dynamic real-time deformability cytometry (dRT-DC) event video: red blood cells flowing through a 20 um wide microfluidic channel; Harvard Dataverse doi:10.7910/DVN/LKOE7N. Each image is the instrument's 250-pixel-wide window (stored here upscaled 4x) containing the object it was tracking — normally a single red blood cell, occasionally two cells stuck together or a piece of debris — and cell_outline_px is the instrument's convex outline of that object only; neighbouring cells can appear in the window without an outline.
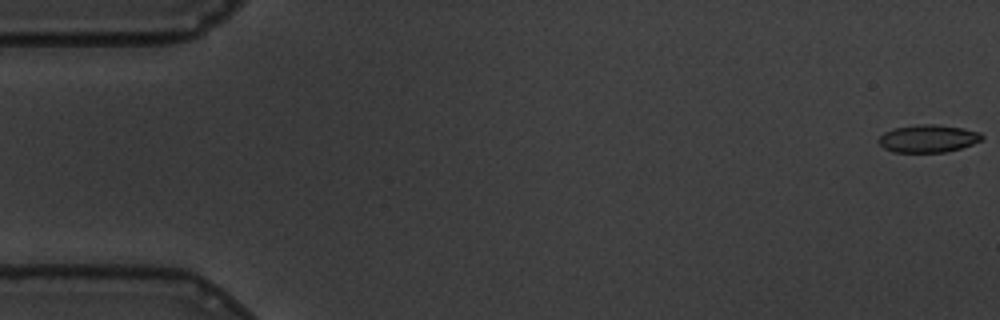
{"species": "common noctule bat (a hibernating species)", "species_latin": "Nyctalus noctula", "temperature_condition": "warm", "stored_images_in_passage": 58, "camera_frame_rate_fps": 3000, "um_per_image_px": 0.085, "animal": {"sex": "male", "body_mass_g": 19.5, "forearm_length_mm": 54.6}, "frame": {"image": 1, "passage_image": 1, "time_ms": 0.0, "image_size_px": [1000, 320], "cell_outline_px": [[984, 136], [980, 140], [972, 144], [960, 148], [944, 152], [892, 152], [884, 148], [876, 140], [884, 132], [892, 128], [920, 124], [932, 124], [964, 128], [980, 132]], "centroid_in_image_um": [78.85, 11.77], "position_along_channel_um": 6.1, "area_um2": 16.65}}
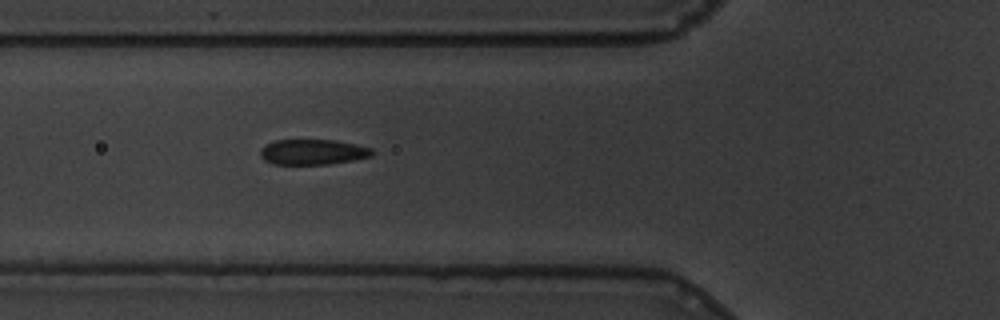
{"frame": {"image": 2, "passage_image": 21, "time_ms": 6.667, "image_size_px": [1000, 320], "cell_outline_px": [[376, 152], [372, 156], [352, 160], [328, 164], [276, 164], [264, 160], [260, 156], [260, 148], [264, 144], [272, 140], [336, 140], [356, 144], [372, 148]], "centroid_in_image_um": [26.58, 12.91], "position_along_channel_um": 99.2, "area_um2": 16.7}}
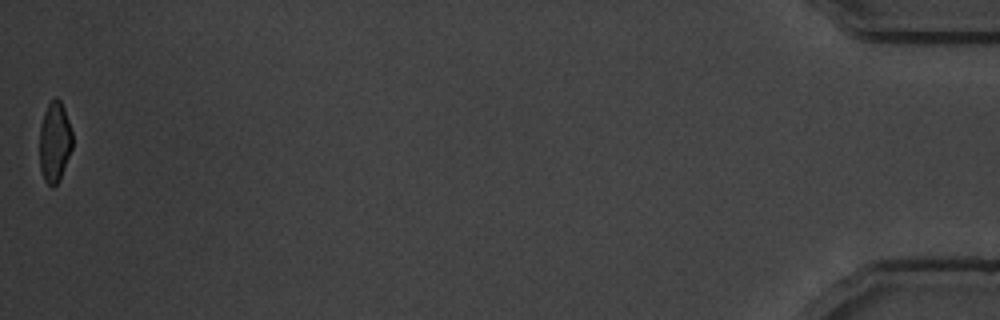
{"frame": {"image": 3, "passage_image": 58, "time_ms": 19.0, "image_size_px": [1000, 320], "cell_outline_px": [[72, 148], [60, 180], [52, 188], [44, 180], [40, 168], [40, 128], [44, 112], [48, 104], [56, 96], [60, 100], [64, 108], [72, 132]], "centroid_in_image_um": [4.65, 12.08], "position_along_channel_um": 430.6, "area_um2": 15.37}, "authors_computed_cell_mechanics": {"area_um2": 16.9354, "velocity_mm_per_s": 3.4905, "shape_relaxation_time_tau1_ms": 3.2872, "shape_relaxation_time_tau2_ms": 0.9214, "deformation_change_tau1": 0.1358, "deformation_change_tau2": 0.0615}}